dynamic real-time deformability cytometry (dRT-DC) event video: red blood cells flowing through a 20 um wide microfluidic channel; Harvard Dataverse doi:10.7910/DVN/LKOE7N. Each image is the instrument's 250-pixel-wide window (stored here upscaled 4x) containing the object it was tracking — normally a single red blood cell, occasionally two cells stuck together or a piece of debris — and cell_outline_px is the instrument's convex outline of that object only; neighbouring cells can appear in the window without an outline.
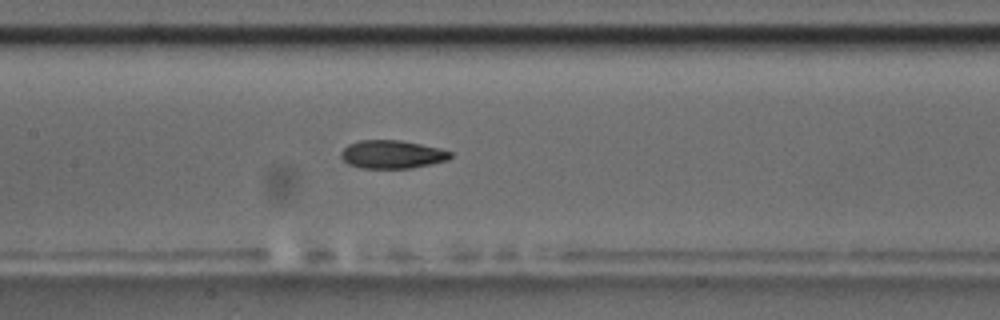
{"species": "common noctule bat (a hibernating species)", "species_latin": "Nyctalus noctula", "temperature_condition": "room temperature", "stored_images_in_passage": 54, "camera_frame_rate_fps": 3000, "um_per_image_px": 0.085, "animal": {"sex": "male", "body_mass_g": 17.5, "forearm_length_mm": 52.3}, "frame": {"image": 1, "passage_image": 24, "time_ms": 7.667, "image_size_px": [1000, 320], "cell_outline_px": [[452, 156], [448, 160], [432, 164], [412, 168], [360, 168], [348, 164], [340, 156], [340, 152], [348, 144], [360, 140], [400, 140], [440, 148], [452, 152]], "centroid_in_image_um": [33.33, 13.12], "position_along_channel_um": 174.1, "area_um2": 18.09}, "authors_computed_cell_mechanics": {"area_um2": 18.207, "velocity_mm_per_s": 3.5768, "shape_relaxation_time_tau1_ms": 6.4441, "shape_relaxation_time_tau2_ms": 2.5421, "deformation_change_tau1": 0.1617, "deformation_change_tau2": 0.09}}